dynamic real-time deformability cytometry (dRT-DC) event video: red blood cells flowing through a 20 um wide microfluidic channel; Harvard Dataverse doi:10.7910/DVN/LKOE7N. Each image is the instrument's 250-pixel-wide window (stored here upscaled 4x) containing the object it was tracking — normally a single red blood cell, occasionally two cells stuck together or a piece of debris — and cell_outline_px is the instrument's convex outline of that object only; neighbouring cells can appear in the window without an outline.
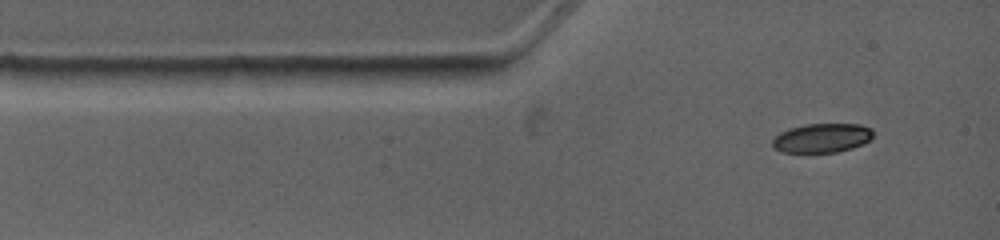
{"species": "common noctule bat (a hibernating species)", "species_latin": "Nyctalus noctula", "temperature_condition": "warm", "stored_images_in_passage": 4, "camera_frame_rate_fps": 4500, "um_per_image_px": 0.085, "animal": {"sex": "female", "body_mass_g": 19.0, "forearm_length_mm": 53.3}, "frame": {"image": 1, "passage_image": 1, "time_ms": 0.0, "image_size_px": [1000, 240], "cell_outline_px": [[872, 136], [864, 144], [852, 148], [836, 152], [780, 152], [772, 144], [772, 140], [780, 132], [788, 128], [804, 124], [860, 124], [872, 128]], "centroid_in_image_um": [69.86, 11.72], "position_along_channel_um": 15.1, "area_um2": 17.11}}
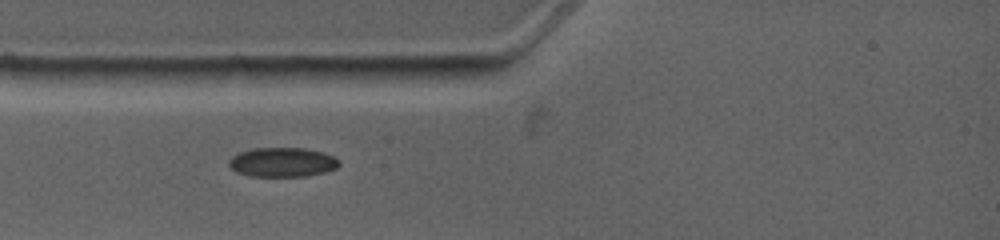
{"frame": {"image": 2, "passage_image": 3, "time_ms": 1.778, "image_size_px": [1000, 240], "cell_outline_px": [[340, 164], [336, 168], [324, 172], [304, 176], [248, 176], [236, 172], [228, 164], [228, 160], [232, 156], [240, 152], [252, 148], [304, 148], [324, 152], [340, 160]], "centroid_in_image_um": [23.99, 13.78], "position_along_channel_um": 61.0, "area_um2": 18.9}}
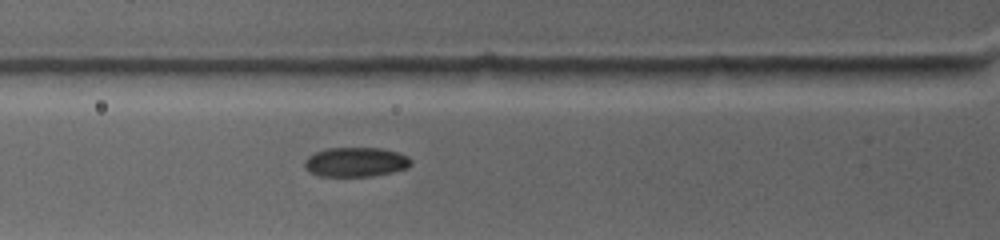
{"frame": {"image": 3, "passage_image": 4, "time_ms": 2.667, "image_size_px": [1000, 240], "cell_outline_px": [[412, 164], [404, 168], [372, 176], [320, 176], [304, 168], [304, 160], [308, 156], [316, 152], [328, 148], [380, 148], [400, 152], [408, 156], [412, 160]], "centroid_in_image_um": [30.23, 13.76], "position_along_channel_um": 95.6, "area_um2": 18.15}}